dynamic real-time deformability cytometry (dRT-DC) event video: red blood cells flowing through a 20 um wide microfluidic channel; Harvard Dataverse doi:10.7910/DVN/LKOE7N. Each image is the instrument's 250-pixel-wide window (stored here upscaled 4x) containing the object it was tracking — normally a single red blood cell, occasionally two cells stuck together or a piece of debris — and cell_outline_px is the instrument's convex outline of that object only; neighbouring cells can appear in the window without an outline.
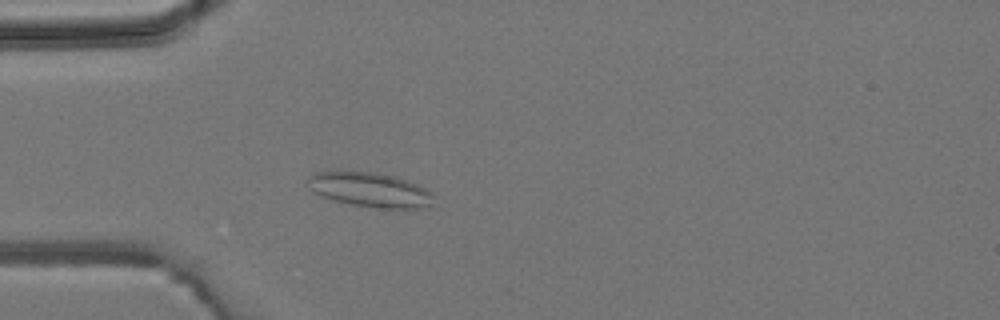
{"species": "common noctule bat (a hibernating species)", "species_latin": "Nyctalus noctula", "temperature_condition": "room temperature", "stored_images_in_passage": 3, "camera_frame_rate_fps": 3000, "um_per_image_px": 0.085, "animal": {"sex": "male", "body_mass_g": 19.2, "forearm_length_mm": 51.8}, "frame": {"image": 1, "passage_image": 3, "time_ms": 2.333, "image_size_px": [1000, 320], "cell_outline_px": [[432, 196], [428, 204], [420, 208], [376, 208], [348, 204], [332, 200], [320, 196], [312, 192], [308, 188], [308, 176], [312, 172], [372, 172], [396, 176], [408, 180], [432, 192]], "centroid_in_image_um": [31.36, 16.13], "position_along_channel_um": 53.6, "area_um2": 25.26}}